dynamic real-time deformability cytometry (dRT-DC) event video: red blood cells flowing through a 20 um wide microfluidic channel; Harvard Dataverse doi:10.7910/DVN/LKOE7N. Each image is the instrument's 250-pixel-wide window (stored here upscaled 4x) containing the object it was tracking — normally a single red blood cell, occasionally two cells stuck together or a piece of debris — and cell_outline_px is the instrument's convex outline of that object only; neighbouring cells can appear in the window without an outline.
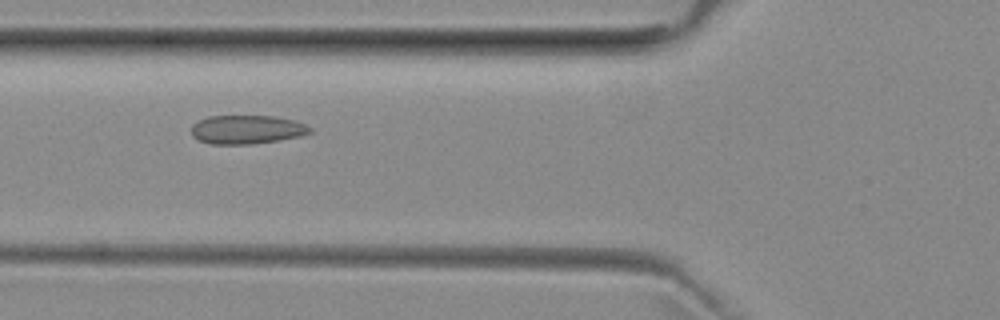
{"species": "common noctule bat (a hibernating species)", "species_latin": "Nyctalus noctula", "temperature_condition": "room temperature", "stored_images_in_passage": 27, "camera_frame_rate_fps": 3000, "um_per_image_px": 0.085, "animal": {"sex": "female", "body_mass_g": 29.2, "forearm_length_mm": 56.3}, "frame": {"image": 1, "passage_image": 5, "time_ms": 1.333, "image_size_px": [1000, 320], "cell_outline_px": [[312, 132], [300, 136], [252, 144], [212, 144], [200, 140], [192, 136], [192, 124], [208, 116], [276, 116], [296, 120], [312, 128]], "centroid_in_image_um": [21.0, 11.0], "position_along_channel_um": 104.8, "area_um2": 19.83}}
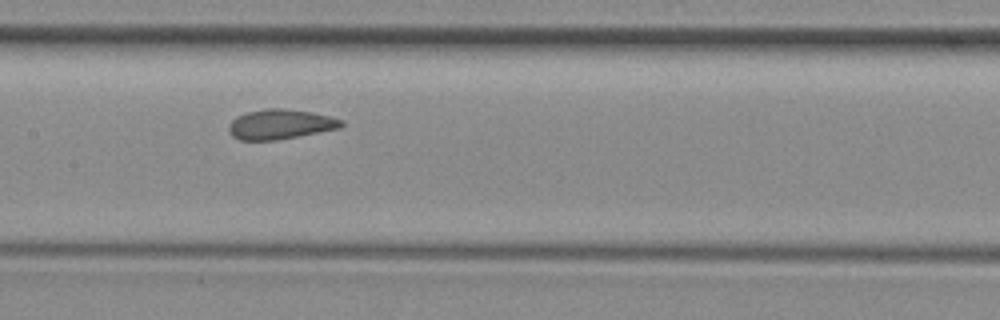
{"frame": {"image": 2, "passage_image": 11, "time_ms": 3.333, "image_size_px": [1000, 320], "cell_outline_px": [[344, 124], [340, 128], [276, 140], [240, 140], [232, 136], [228, 128], [228, 124], [236, 116], [248, 112], [268, 108], [280, 108], [312, 112], [332, 116], [344, 120]], "centroid_in_image_um": [23.84, 10.56], "position_along_channel_um": 183.6, "area_um2": 19.59}}
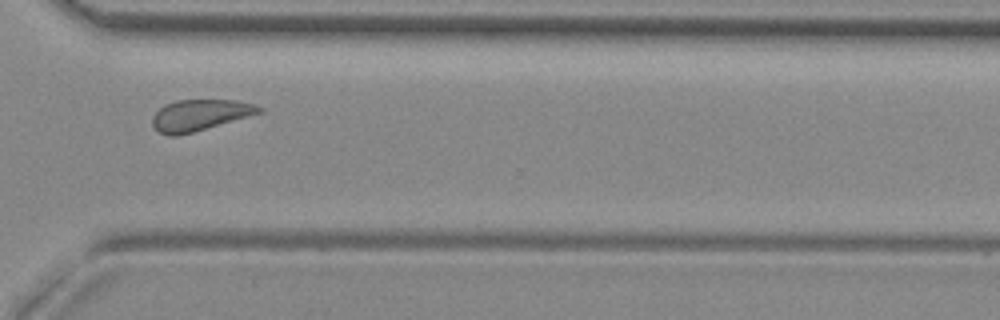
{"frame": {"image": 3, "passage_image": 24, "time_ms": 7.667, "image_size_px": [1000, 320], "cell_outline_px": [[264, 112], [192, 132], [176, 136], [168, 136], [160, 132], [152, 124], [152, 116], [164, 104], [176, 100], [236, 100], [252, 104], [264, 108]], "centroid_in_image_um": [16.98, 9.77], "position_along_channel_um": 353.6, "area_um2": 19.25}, "authors_computed_cell_mechanics": {"area_um2": 19.5942, "velocity_mm_per_s": 3.9287, "shape_relaxation_time_tau1_ms": null, "shape_relaxation_time_tau2_ms": 1.8431, "deformation_change_tau1": null, "deformation_change_tau2": 0.0796}}